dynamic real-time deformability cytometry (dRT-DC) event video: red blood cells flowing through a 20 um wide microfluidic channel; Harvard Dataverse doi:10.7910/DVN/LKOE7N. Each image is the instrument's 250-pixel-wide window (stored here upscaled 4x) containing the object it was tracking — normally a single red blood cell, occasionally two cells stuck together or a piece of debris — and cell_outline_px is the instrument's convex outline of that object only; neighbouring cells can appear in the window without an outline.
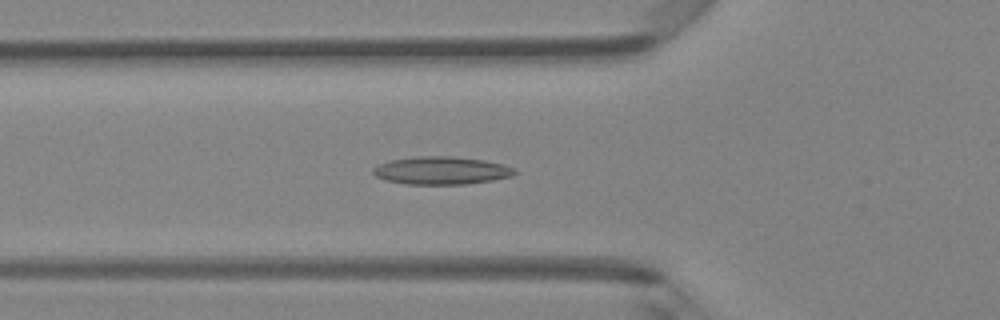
{"species": "Egyptian fruit bat (a non-hibernating species)", "species_latin": "Rousettus aegyptiacus", "temperature_condition": "room temperature", "stored_images_in_passage": 47, "camera_frame_rate_fps": 3000, "um_per_image_px": 0.085, "animal": {"sex": "female"}, "frame": {"image": 1, "passage_image": 17, "time_ms": 5.333, "image_size_px": [1000, 320], "cell_outline_px": [[516, 172], [512, 176], [492, 180], [464, 184], [408, 184], [384, 180], [376, 176], [372, 172], [372, 168], [380, 164], [392, 160], [416, 156], [452, 156], [484, 160], [504, 164], [516, 168]], "centroid_in_image_um": [37.53, 14.49], "position_along_channel_um": 88.3, "area_um2": 22.95}}
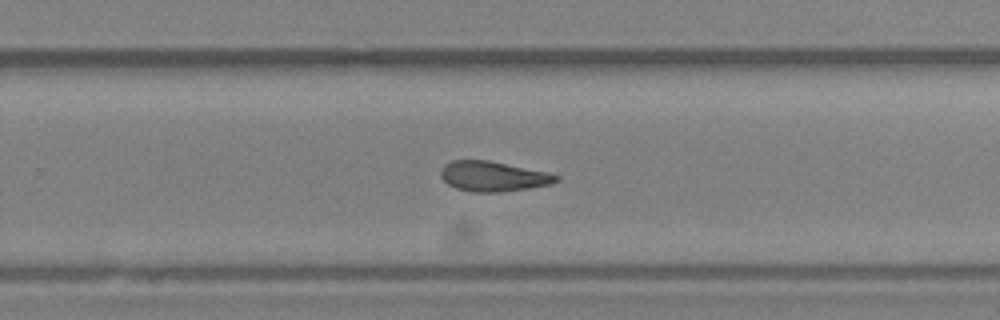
{"frame": {"image": 2, "passage_image": 31, "time_ms": 10.0, "image_size_px": [1000, 320], "cell_outline_px": [[560, 180], [552, 184], [528, 188], [500, 192], [472, 192], [456, 188], [448, 184], [440, 176], [440, 172], [444, 164], [452, 160], [488, 160], [548, 172], [560, 176]], "centroid_in_image_um": [41.92, 14.99], "position_along_channel_um": 287.9, "area_um2": 20.29}}
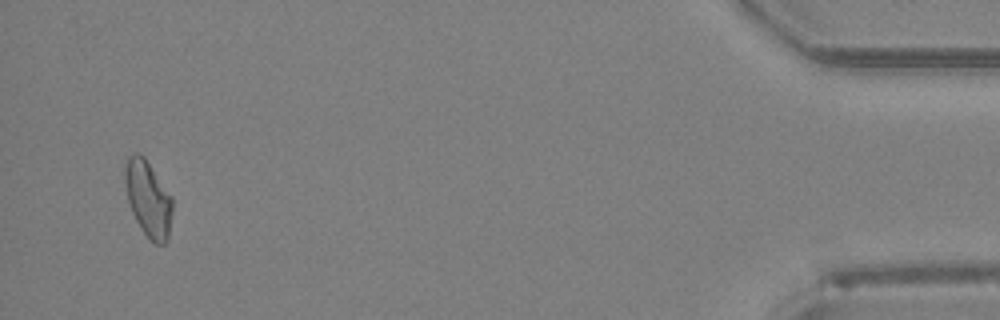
{"frame": {"image": 3, "passage_image": 46, "time_ms": 15.0, "image_size_px": [1000, 320], "cell_outline_px": [[172, 212], [168, 240], [164, 244], [156, 244], [144, 232], [136, 220], [132, 212], [128, 200], [124, 180], [124, 168], [128, 156], [136, 152], [140, 152], [144, 156], [172, 196]], "centroid_in_image_um": [12.59, 16.85], "position_along_channel_um": 422.6, "area_um2": 20.98}, "authors_computed_cell_mechanics": {"area_um2": 20.8658, "velocity_mm_per_s": 4.2895, "shape_relaxation_time_tau1_ms": null, "shape_relaxation_time_tau2_ms": 2.1701, "deformation_change_tau1": null, "deformation_change_tau2": 0.0994}}